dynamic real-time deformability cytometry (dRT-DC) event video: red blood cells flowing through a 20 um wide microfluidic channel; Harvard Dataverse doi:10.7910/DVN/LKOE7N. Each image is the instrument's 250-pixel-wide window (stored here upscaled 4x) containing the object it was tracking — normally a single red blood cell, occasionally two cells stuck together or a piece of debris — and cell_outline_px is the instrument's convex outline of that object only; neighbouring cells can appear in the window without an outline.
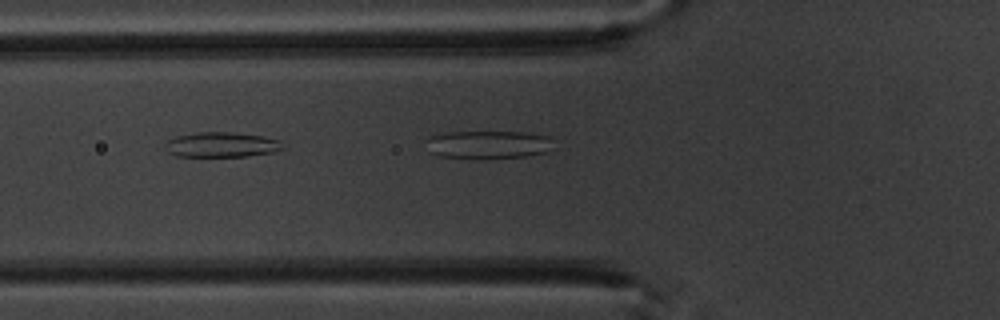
{"species": "common noctule bat (a hibernating species)", "species_latin": "Nyctalus noctula", "temperature_condition": "warm", "stored_images_in_passage": 4, "camera_frame_rate_fps": 3000, "um_per_image_px": 0.085, "animal": {"sex": "male", "body_mass_g": 20.1, "forearm_length_mm": 53.5}, "frame": {"image": 1, "passage_image": 4, "time_ms": 3.333, "image_size_px": [1000, 320], "cell_outline_px": [[552, 140], [548, 152], [524, 156], [480, 160], [468, 160], [440, 156], [428, 152], [424, 140], [428, 136], [448, 132], [524, 132], [552, 136]], "centroid_in_image_um": [41.41, 12.31], "position_along_channel_um": 84.4, "area_um2": 21.62}}